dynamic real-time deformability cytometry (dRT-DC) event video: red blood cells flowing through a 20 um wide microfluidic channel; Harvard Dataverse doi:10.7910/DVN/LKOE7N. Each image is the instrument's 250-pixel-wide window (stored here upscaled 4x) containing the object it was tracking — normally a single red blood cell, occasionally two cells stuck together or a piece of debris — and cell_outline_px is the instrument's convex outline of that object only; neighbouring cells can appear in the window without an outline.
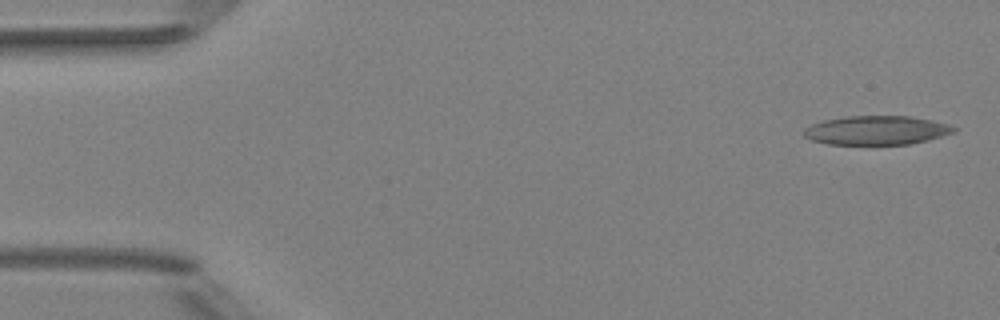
{"species": "Egyptian fruit bat (a non-hibernating species)", "species_latin": "Rousettus aegyptiacus", "temperature_condition": "room temperature", "stored_images_in_passage": 7, "camera_frame_rate_fps": 3000, "um_per_image_px": 0.085, "animal": {"sex": "female"}, "frame": {"image": 1, "passage_image": 1, "time_ms": 0.0, "image_size_px": [1000, 320], "cell_outline_px": [[956, 132], [928, 140], [908, 144], [828, 144], [812, 140], [804, 136], [804, 128], [812, 124], [824, 120], [844, 116], [908, 116], [932, 120], [948, 124], [956, 128]], "centroid_in_image_um": [74.51, 11.07], "position_along_channel_um": 10.5, "area_um2": 25.26}}
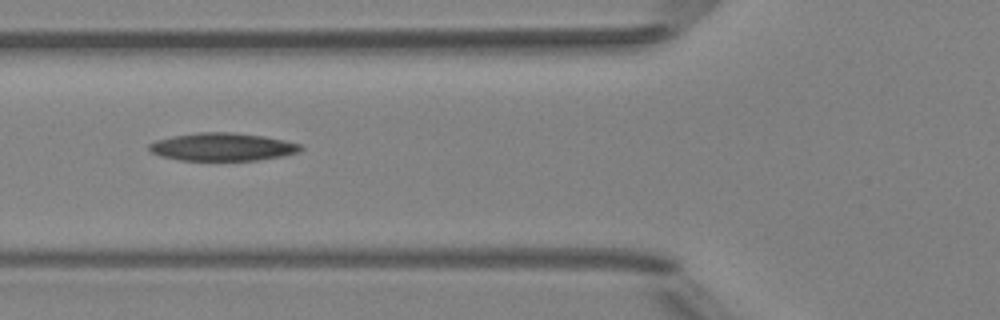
{"frame": {"image": 2, "passage_image": 6, "time_ms": 5.667, "image_size_px": [1000, 320], "cell_outline_px": [[304, 148], [300, 152], [284, 156], [256, 160], [180, 160], [160, 156], [152, 152], [148, 148], [148, 144], [156, 140], [172, 136], [196, 132], [232, 132], [264, 136], [284, 140], [300, 144]], "centroid_in_image_um": [18.92, 12.48], "position_along_channel_um": 106.9, "area_um2": 24.74}}
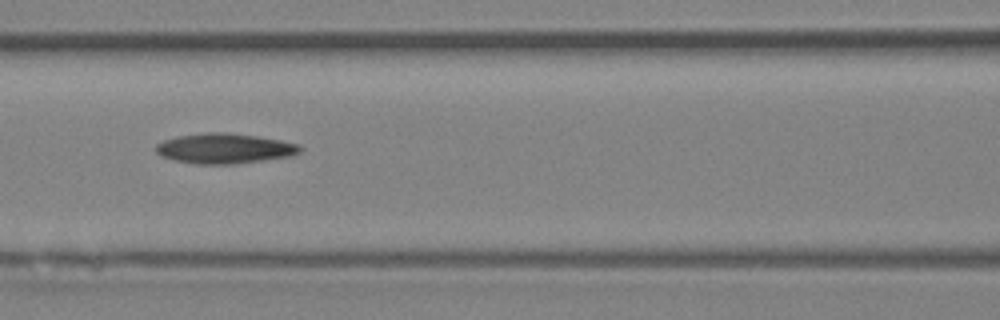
{"frame": {"image": 3, "passage_image": 7, "time_ms": 6.667, "image_size_px": [1000, 320], "cell_outline_px": [[304, 148], [300, 152], [292, 156], [264, 160], [232, 164], [196, 164], [176, 160], [160, 156], [156, 152], [156, 144], [164, 140], [176, 136], [208, 132], [224, 132], [256, 136], [280, 140], [300, 144]], "centroid_in_image_um": [19.1, 12.62], "position_along_channel_um": 147.5, "area_um2": 25.37}}